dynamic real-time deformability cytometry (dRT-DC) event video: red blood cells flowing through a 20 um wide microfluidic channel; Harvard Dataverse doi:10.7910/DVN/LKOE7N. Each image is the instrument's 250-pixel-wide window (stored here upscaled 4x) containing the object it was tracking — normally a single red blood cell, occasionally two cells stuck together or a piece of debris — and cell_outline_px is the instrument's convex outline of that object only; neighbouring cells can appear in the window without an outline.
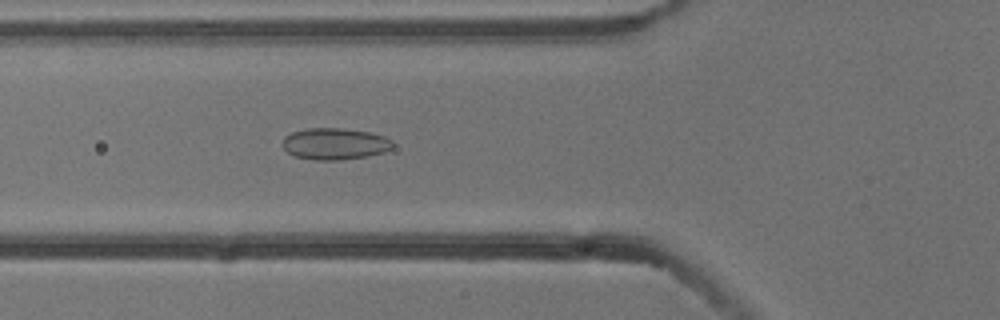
{"species": "common noctule bat (a hibernating species)", "species_latin": "Nyctalus noctula", "temperature_condition": "cold", "stored_images_in_passage": 4, "camera_frame_rate_fps": 3000, "um_per_image_px": 0.085, "animal": {"sex": "male", "body_mass_g": 13.3}, "frame": {"image": 1, "passage_image": 4, "time_ms": 1.0, "image_size_px": [1000, 320], "cell_outline_px": [[392, 148], [384, 152], [368, 156], [340, 160], [312, 160], [296, 156], [288, 152], [280, 144], [284, 136], [292, 132], [308, 128], [344, 128], [372, 132], [384, 136], [392, 140]], "centroid_in_image_um": [28.45, 12.22], "position_along_channel_um": 97.4, "area_um2": 20.52}}